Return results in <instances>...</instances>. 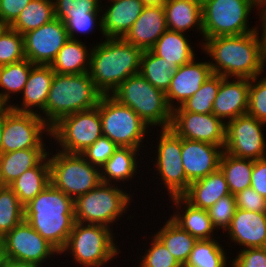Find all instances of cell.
<instances>
[{"mask_svg":"<svg viewBox=\"0 0 266 267\" xmlns=\"http://www.w3.org/2000/svg\"><path fill=\"white\" fill-rule=\"evenodd\" d=\"M259 25L261 29L248 34L204 40L201 49L212 59L209 64L213 74L252 79L264 73L265 32L260 22Z\"/></svg>","mask_w":266,"mask_h":267,"instance_id":"1","label":"cell"},{"mask_svg":"<svg viewBox=\"0 0 266 267\" xmlns=\"http://www.w3.org/2000/svg\"><path fill=\"white\" fill-rule=\"evenodd\" d=\"M264 70H266V35H265V46H264ZM266 76V74H264Z\"/></svg>","mask_w":266,"mask_h":267,"instance_id":"59","label":"cell"},{"mask_svg":"<svg viewBox=\"0 0 266 267\" xmlns=\"http://www.w3.org/2000/svg\"><path fill=\"white\" fill-rule=\"evenodd\" d=\"M254 160L237 158L223 151L219 169L224 174L230 194L238 192L251 186V174Z\"/></svg>","mask_w":266,"mask_h":267,"instance_id":"34","label":"cell"},{"mask_svg":"<svg viewBox=\"0 0 266 267\" xmlns=\"http://www.w3.org/2000/svg\"><path fill=\"white\" fill-rule=\"evenodd\" d=\"M114 237L107 226L75 222L60 256L69 253L75 264L104 267L121 253Z\"/></svg>","mask_w":266,"mask_h":267,"instance_id":"6","label":"cell"},{"mask_svg":"<svg viewBox=\"0 0 266 267\" xmlns=\"http://www.w3.org/2000/svg\"><path fill=\"white\" fill-rule=\"evenodd\" d=\"M132 196L121 185L101 182L74 200L75 222L99 224L112 229L113 223L127 213V208L133 202Z\"/></svg>","mask_w":266,"mask_h":267,"instance_id":"7","label":"cell"},{"mask_svg":"<svg viewBox=\"0 0 266 267\" xmlns=\"http://www.w3.org/2000/svg\"><path fill=\"white\" fill-rule=\"evenodd\" d=\"M150 246L138 262V267H182L166 246L152 234ZM141 257V258H140Z\"/></svg>","mask_w":266,"mask_h":267,"instance_id":"42","label":"cell"},{"mask_svg":"<svg viewBox=\"0 0 266 267\" xmlns=\"http://www.w3.org/2000/svg\"><path fill=\"white\" fill-rule=\"evenodd\" d=\"M207 61H196L194 58L191 62L174 71L170 87L166 92V99L172 110L183 105L213 74L209 60Z\"/></svg>","mask_w":266,"mask_h":267,"instance_id":"19","label":"cell"},{"mask_svg":"<svg viewBox=\"0 0 266 267\" xmlns=\"http://www.w3.org/2000/svg\"><path fill=\"white\" fill-rule=\"evenodd\" d=\"M154 235L166 246L181 266L186 264V261L197 242L195 237L182 229L169 217Z\"/></svg>","mask_w":266,"mask_h":267,"instance_id":"33","label":"cell"},{"mask_svg":"<svg viewBox=\"0 0 266 267\" xmlns=\"http://www.w3.org/2000/svg\"><path fill=\"white\" fill-rule=\"evenodd\" d=\"M266 123L248 113L226 123L224 151L234 157L257 160L266 157Z\"/></svg>","mask_w":266,"mask_h":267,"instance_id":"14","label":"cell"},{"mask_svg":"<svg viewBox=\"0 0 266 267\" xmlns=\"http://www.w3.org/2000/svg\"><path fill=\"white\" fill-rule=\"evenodd\" d=\"M108 1L111 4H107V9L101 6L102 35L104 38H123L146 5L141 0Z\"/></svg>","mask_w":266,"mask_h":267,"instance_id":"23","label":"cell"},{"mask_svg":"<svg viewBox=\"0 0 266 267\" xmlns=\"http://www.w3.org/2000/svg\"><path fill=\"white\" fill-rule=\"evenodd\" d=\"M261 25L263 26L265 35H266V5L262 8V22Z\"/></svg>","mask_w":266,"mask_h":267,"instance_id":"56","label":"cell"},{"mask_svg":"<svg viewBox=\"0 0 266 267\" xmlns=\"http://www.w3.org/2000/svg\"><path fill=\"white\" fill-rule=\"evenodd\" d=\"M118 146L106 136L99 137L81 155L93 166L101 168Z\"/></svg>","mask_w":266,"mask_h":267,"instance_id":"47","label":"cell"},{"mask_svg":"<svg viewBox=\"0 0 266 267\" xmlns=\"http://www.w3.org/2000/svg\"><path fill=\"white\" fill-rule=\"evenodd\" d=\"M130 107L150 127L170 128L172 112L166 93L155 88L140 73L123 81L110 95Z\"/></svg>","mask_w":266,"mask_h":267,"instance_id":"5","label":"cell"},{"mask_svg":"<svg viewBox=\"0 0 266 267\" xmlns=\"http://www.w3.org/2000/svg\"><path fill=\"white\" fill-rule=\"evenodd\" d=\"M102 134L101 119L97 107L79 111L61 118L51 127V140L70 154H81Z\"/></svg>","mask_w":266,"mask_h":267,"instance_id":"11","label":"cell"},{"mask_svg":"<svg viewBox=\"0 0 266 267\" xmlns=\"http://www.w3.org/2000/svg\"><path fill=\"white\" fill-rule=\"evenodd\" d=\"M3 113H0V155L2 154Z\"/></svg>","mask_w":266,"mask_h":267,"instance_id":"55","label":"cell"},{"mask_svg":"<svg viewBox=\"0 0 266 267\" xmlns=\"http://www.w3.org/2000/svg\"><path fill=\"white\" fill-rule=\"evenodd\" d=\"M220 83L221 75L212 74L192 97L180 107L175 108L173 112L212 113L213 102L218 94Z\"/></svg>","mask_w":266,"mask_h":267,"instance_id":"39","label":"cell"},{"mask_svg":"<svg viewBox=\"0 0 266 267\" xmlns=\"http://www.w3.org/2000/svg\"><path fill=\"white\" fill-rule=\"evenodd\" d=\"M201 5L203 42L207 38L248 34L261 28L248 25L255 8L262 22V9L253 0H201Z\"/></svg>","mask_w":266,"mask_h":267,"instance_id":"8","label":"cell"},{"mask_svg":"<svg viewBox=\"0 0 266 267\" xmlns=\"http://www.w3.org/2000/svg\"><path fill=\"white\" fill-rule=\"evenodd\" d=\"M170 199L173 202V208L176 207V212L173 211L170 218L176 224L197 240L215 239L213 233H216L217 229L212 224L208 210L191 205L182 196Z\"/></svg>","mask_w":266,"mask_h":267,"instance_id":"25","label":"cell"},{"mask_svg":"<svg viewBox=\"0 0 266 267\" xmlns=\"http://www.w3.org/2000/svg\"><path fill=\"white\" fill-rule=\"evenodd\" d=\"M228 240L243 249L266 247V212H252L236 208L225 232Z\"/></svg>","mask_w":266,"mask_h":267,"instance_id":"21","label":"cell"},{"mask_svg":"<svg viewBox=\"0 0 266 267\" xmlns=\"http://www.w3.org/2000/svg\"><path fill=\"white\" fill-rule=\"evenodd\" d=\"M33 66L28 59L0 66V97L8 107L12 104L10 98L13 95L22 94Z\"/></svg>","mask_w":266,"mask_h":267,"instance_id":"37","label":"cell"},{"mask_svg":"<svg viewBox=\"0 0 266 267\" xmlns=\"http://www.w3.org/2000/svg\"><path fill=\"white\" fill-rule=\"evenodd\" d=\"M104 39L91 47L88 73L102 95H111L128 77L140 72L143 50L123 38Z\"/></svg>","mask_w":266,"mask_h":267,"instance_id":"3","label":"cell"},{"mask_svg":"<svg viewBox=\"0 0 266 267\" xmlns=\"http://www.w3.org/2000/svg\"><path fill=\"white\" fill-rule=\"evenodd\" d=\"M5 185H4V183L2 182V179H1V177H0V190L4 187Z\"/></svg>","mask_w":266,"mask_h":267,"instance_id":"60","label":"cell"},{"mask_svg":"<svg viewBox=\"0 0 266 267\" xmlns=\"http://www.w3.org/2000/svg\"><path fill=\"white\" fill-rule=\"evenodd\" d=\"M167 29L163 5H148L123 39L143 51L150 50Z\"/></svg>","mask_w":266,"mask_h":267,"instance_id":"22","label":"cell"},{"mask_svg":"<svg viewBox=\"0 0 266 267\" xmlns=\"http://www.w3.org/2000/svg\"><path fill=\"white\" fill-rule=\"evenodd\" d=\"M163 7L169 30L186 33L190 28L197 29L203 43L201 0H166Z\"/></svg>","mask_w":266,"mask_h":267,"instance_id":"26","label":"cell"},{"mask_svg":"<svg viewBox=\"0 0 266 267\" xmlns=\"http://www.w3.org/2000/svg\"><path fill=\"white\" fill-rule=\"evenodd\" d=\"M46 135L51 139V127L38 114L17 112L10 107L3 112L2 154L23 149H47Z\"/></svg>","mask_w":266,"mask_h":267,"instance_id":"12","label":"cell"},{"mask_svg":"<svg viewBox=\"0 0 266 267\" xmlns=\"http://www.w3.org/2000/svg\"><path fill=\"white\" fill-rule=\"evenodd\" d=\"M24 221V205L9 186L0 190V236Z\"/></svg>","mask_w":266,"mask_h":267,"instance_id":"40","label":"cell"},{"mask_svg":"<svg viewBox=\"0 0 266 267\" xmlns=\"http://www.w3.org/2000/svg\"><path fill=\"white\" fill-rule=\"evenodd\" d=\"M140 150L132 147H118L108 161L100 168L101 180L104 183L118 185L124 184L131 178L134 180L135 173H138V160Z\"/></svg>","mask_w":266,"mask_h":267,"instance_id":"28","label":"cell"},{"mask_svg":"<svg viewBox=\"0 0 266 267\" xmlns=\"http://www.w3.org/2000/svg\"><path fill=\"white\" fill-rule=\"evenodd\" d=\"M236 208L252 212H266V199L252 187L246 188L235 195Z\"/></svg>","mask_w":266,"mask_h":267,"instance_id":"49","label":"cell"},{"mask_svg":"<svg viewBox=\"0 0 266 267\" xmlns=\"http://www.w3.org/2000/svg\"><path fill=\"white\" fill-rule=\"evenodd\" d=\"M101 15L102 13H87V16L64 18L62 22L65 24L69 39L78 40V33L80 35L89 34L95 31L96 26H98L97 28L102 33Z\"/></svg>","mask_w":266,"mask_h":267,"instance_id":"46","label":"cell"},{"mask_svg":"<svg viewBox=\"0 0 266 267\" xmlns=\"http://www.w3.org/2000/svg\"><path fill=\"white\" fill-rule=\"evenodd\" d=\"M80 39L68 41L59 50L51 63V68L57 74L88 73L90 69V55L92 48H88Z\"/></svg>","mask_w":266,"mask_h":267,"instance_id":"30","label":"cell"},{"mask_svg":"<svg viewBox=\"0 0 266 267\" xmlns=\"http://www.w3.org/2000/svg\"><path fill=\"white\" fill-rule=\"evenodd\" d=\"M25 59L23 35L5 26L0 32V66Z\"/></svg>","mask_w":266,"mask_h":267,"instance_id":"41","label":"cell"},{"mask_svg":"<svg viewBox=\"0 0 266 267\" xmlns=\"http://www.w3.org/2000/svg\"><path fill=\"white\" fill-rule=\"evenodd\" d=\"M57 151L54 154L48 152L50 183L55 188L75 200L102 182L100 168L93 166L81 154Z\"/></svg>","mask_w":266,"mask_h":267,"instance_id":"9","label":"cell"},{"mask_svg":"<svg viewBox=\"0 0 266 267\" xmlns=\"http://www.w3.org/2000/svg\"><path fill=\"white\" fill-rule=\"evenodd\" d=\"M231 267H266V247L241 249L231 260Z\"/></svg>","mask_w":266,"mask_h":267,"instance_id":"48","label":"cell"},{"mask_svg":"<svg viewBox=\"0 0 266 267\" xmlns=\"http://www.w3.org/2000/svg\"><path fill=\"white\" fill-rule=\"evenodd\" d=\"M8 108V105L0 97V113H3Z\"/></svg>","mask_w":266,"mask_h":267,"instance_id":"57","label":"cell"},{"mask_svg":"<svg viewBox=\"0 0 266 267\" xmlns=\"http://www.w3.org/2000/svg\"><path fill=\"white\" fill-rule=\"evenodd\" d=\"M31 0H0V21L10 26Z\"/></svg>","mask_w":266,"mask_h":267,"instance_id":"50","label":"cell"},{"mask_svg":"<svg viewBox=\"0 0 266 267\" xmlns=\"http://www.w3.org/2000/svg\"><path fill=\"white\" fill-rule=\"evenodd\" d=\"M55 18L87 16V13H101V0H53Z\"/></svg>","mask_w":266,"mask_h":267,"instance_id":"43","label":"cell"},{"mask_svg":"<svg viewBox=\"0 0 266 267\" xmlns=\"http://www.w3.org/2000/svg\"><path fill=\"white\" fill-rule=\"evenodd\" d=\"M212 224L217 230L226 231L230 226L236 210L235 195H227L218 199L214 205L207 209Z\"/></svg>","mask_w":266,"mask_h":267,"instance_id":"45","label":"cell"},{"mask_svg":"<svg viewBox=\"0 0 266 267\" xmlns=\"http://www.w3.org/2000/svg\"><path fill=\"white\" fill-rule=\"evenodd\" d=\"M217 241L197 240L184 267H228L230 257Z\"/></svg>","mask_w":266,"mask_h":267,"instance_id":"38","label":"cell"},{"mask_svg":"<svg viewBox=\"0 0 266 267\" xmlns=\"http://www.w3.org/2000/svg\"><path fill=\"white\" fill-rule=\"evenodd\" d=\"M261 9L266 5V0H253Z\"/></svg>","mask_w":266,"mask_h":267,"instance_id":"58","label":"cell"},{"mask_svg":"<svg viewBox=\"0 0 266 267\" xmlns=\"http://www.w3.org/2000/svg\"><path fill=\"white\" fill-rule=\"evenodd\" d=\"M68 39L65 24L54 18L39 28L23 34L25 59L33 65H51Z\"/></svg>","mask_w":266,"mask_h":267,"instance_id":"16","label":"cell"},{"mask_svg":"<svg viewBox=\"0 0 266 267\" xmlns=\"http://www.w3.org/2000/svg\"><path fill=\"white\" fill-rule=\"evenodd\" d=\"M3 239L5 257L11 259L42 266L51 256L60 255V252L25 220L8 232Z\"/></svg>","mask_w":266,"mask_h":267,"instance_id":"15","label":"cell"},{"mask_svg":"<svg viewBox=\"0 0 266 267\" xmlns=\"http://www.w3.org/2000/svg\"><path fill=\"white\" fill-rule=\"evenodd\" d=\"M24 220L60 252L75 223L74 200L50 183L24 205Z\"/></svg>","mask_w":266,"mask_h":267,"instance_id":"2","label":"cell"},{"mask_svg":"<svg viewBox=\"0 0 266 267\" xmlns=\"http://www.w3.org/2000/svg\"><path fill=\"white\" fill-rule=\"evenodd\" d=\"M224 146L182 138V165L191 183L219 169Z\"/></svg>","mask_w":266,"mask_h":267,"instance_id":"18","label":"cell"},{"mask_svg":"<svg viewBox=\"0 0 266 267\" xmlns=\"http://www.w3.org/2000/svg\"><path fill=\"white\" fill-rule=\"evenodd\" d=\"M250 187L266 199V157L254 160Z\"/></svg>","mask_w":266,"mask_h":267,"instance_id":"51","label":"cell"},{"mask_svg":"<svg viewBox=\"0 0 266 267\" xmlns=\"http://www.w3.org/2000/svg\"><path fill=\"white\" fill-rule=\"evenodd\" d=\"M146 6L148 5H164L166 0H141Z\"/></svg>","mask_w":266,"mask_h":267,"instance_id":"54","label":"cell"},{"mask_svg":"<svg viewBox=\"0 0 266 267\" xmlns=\"http://www.w3.org/2000/svg\"><path fill=\"white\" fill-rule=\"evenodd\" d=\"M54 18L53 0H31L9 27L23 35L52 21Z\"/></svg>","mask_w":266,"mask_h":267,"instance_id":"35","label":"cell"},{"mask_svg":"<svg viewBox=\"0 0 266 267\" xmlns=\"http://www.w3.org/2000/svg\"><path fill=\"white\" fill-rule=\"evenodd\" d=\"M170 128L181 138L224 146L226 124L213 113L172 112Z\"/></svg>","mask_w":266,"mask_h":267,"instance_id":"17","label":"cell"},{"mask_svg":"<svg viewBox=\"0 0 266 267\" xmlns=\"http://www.w3.org/2000/svg\"><path fill=\"white\" fill-rule=\"evenodd\" d=\"M99 109L102 134L118 147H132L141 150L149 126L128 106L117 102L110 95H102Z\"/></svg>","mask_w":266,"mask_h":267,"instance_id":"10","label":"cell"},{"mask_svg":"<svg viewBox=\"0 0 266 267\" xmlns=\"http://www.w3.org/2000/svg\"><path fill=\"white\" fill-rule=\"evenodd\" d=\"M5 27V25L0 21V32Z\"/></svg>","mask_w":266,"mask_h":267,"instance_id":"61","label":"cell"},{"mask_svg":"<svg viewBox=\"0 0 266 267\" xmlns=\"http://www.w3.org/2000/svg\"><path fill=\"white\" fill-rule=\"evenodd\" d=\"M1 267H41V265L32 262L19 261L6 257Z\"/></svg>","mask_w":266,"mask_h":267,"instance_id":"52","label":"cell"},{"mask_svg":"<svg viewBox=\"0 0 266 267\" xmlns=\"http://www.w3.org/2000/svg\"><path fill=\"white\" fill-rule=\"evenodd\" d=\"M101 96L89 73H55L45 109L39 116L52 127L64 116L97 107Z\"/></svg>","mask_w":266,"mask_h":267,"instance_id":"4","label":"cell"},{"mask_svg":"<svg viewBox=\"0 0 266 267\" xmlns=\"http://www.w3.org/2000/svg\"><path fill=\"white\" fill-rule=\"evenodd\" d=\"M54 75L50 65H34L23 89L21 104L12 103L9 107L17 112L39 115L45 109ZM34 109H39V112Z\"/></svg>","mask_w":266,"mask_h":267,"instance_id":"24","label":"cell"},{"mask_svg":"<svg viewBox=\"0 0 266 267\" xmlns=\"http://www.w3.org/2000/svg\"><path fill=\"white\" fill-rule=\"evenodd\" d=\"M49 149H23L0 155V177L9 186L22 173L38 165Z\"/></svg>","mask_w":266,"mask_h":267,"instance_id":"31","label":"cell"},{"mask_svg":"<svg viewBox=\"0 0 266 267\" xmlns=\"http://www.w3.org/2000/svg\"><path fill=\"white\" fill-rule=\"evenodd\" d=\"M50 184V166L48 155L35 167L26 170L9 187L19 201L26 205Z\"/></svg>","mask_w":266,"mask_h":267,"instance_id":"32","label":"cell"},{"mask_svg":"<svg viewBox=\"0 0 266 267\" xmlns=\"http://www.w3.org/2000/svg\"><path fill=\"white\" fill-rule=\"evenodd\" d=\"M185 33L167 29L150 49L156 56L178 67L191 62L196 56Z\"/></svg>","mask_w":266,"mask_h":267,"instance_id":"29","label":"cell"},{"mask_svg":"<svg viewBox=\"0 0 266 267\" xmlns=\"http://www.w3.org/2000/svg\"><path fill=\"white\" fill-rule=\"evenodd\" d=\"M177 65L168 64L151 50H144L141 56L140 74L155 88L167 92Z\"/></svg>","mask_w":266,"mask_h":267,"instance_id":"36","label":"cell"},{"mask_svg":"<svg viewBox=\"0 0 266 267\" xmlns=\"http://www.w3.org/2000/svg\"><path fill=\"white\" fill-rule=\"evenodd\" d=\"M227 195H230L227 181L218 169L204 178L191 182L182 197L191 205L207 210L218 199Z\"/></svg>","mask_w":266,"mask_h":267,"instance_id":"27","label":"cell"},{"mask_svg":"<svg viewBox=\"0 0 266 267\" xmlns=\"http://www.w3.org/2000/svg\"><path fill=\"white\" fill-rule=\"evenodd\" d=\"M157 147L154 166L157 176L161 177V183L166 188L169 197L182 196L188 189L190 182L182 165V138L171 128L161 129Z\"/></svg>","mask_w":266,"mask_h":267,"instance_id":"13","label":"cell"},{"mask_svg":"<svg viewBox=\"0 0 266 267\" xmlns=\"http://www.w3.org/2000/svg\"><path fill=\"white\" fill-rule=\"evenodd\" d=\"M247 113L258 121L266 123V76L263 74L250 79Z\"/></svg>","mask_w":266,"mask_h":267,"instance_id":"44","label":"cell"},{"mask_svg":"<svg viewBox=\"0 0 266 267\" xmlns=\"http://www.w3.org/2000/svg\"><path fill=\"white\" fill-rule=\"evenodd\" d=\"M5 248H4V239L0 236V267L2 266L5 260Z\"/></svg>","mask_w":266,"mask_h":267,"instance_id":"53","label":"cell"},{"mask_svg":"<svg viewBox=\"0 0 266 267\" xmlns=\"http://www.w3.org/2000/svg\"><path fill=\"white\" fill-rule=\"evenodd\" d=\"M231 80V81H230ZM250 79L226 78L221 83L213 102L212 113L225 124L236 117L246 114L249 107Z\"/></svg>","mask_w":266,"mask_h":267,"instance_id":"20","label":"cell"}]
</instances>
